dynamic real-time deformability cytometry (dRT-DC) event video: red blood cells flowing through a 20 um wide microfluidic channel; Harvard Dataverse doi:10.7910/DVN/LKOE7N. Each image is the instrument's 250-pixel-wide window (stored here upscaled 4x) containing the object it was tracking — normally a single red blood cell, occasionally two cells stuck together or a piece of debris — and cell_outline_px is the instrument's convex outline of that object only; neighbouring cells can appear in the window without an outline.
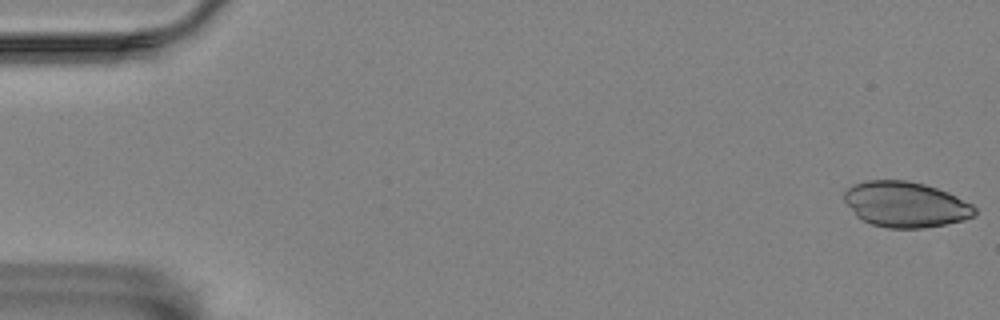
{"species": "Egyptian fruit bat (a non-hibernating species)", "species_latin": "Rousettus aegyptiacus", "temperature_condition": "room temperature", "stored_images_in_passage": 11, "camera_frame_rate_fps": 3000, "um_per_image_px": 0.085, "animal": {"sex": "female"}, "frame": {"image": 1, "passage_image": 1, "time_ms": 0.0, "image_size_px": [1000, 320], "cell_outline_px": [[976, 216], [964, 220], [944, 224], [920, 228], [888, 228], [872, 224], [856, 216], [844, 200], [844, 192], [852, 184], [864, 180], [908, 180], [924, 184], [948, 192], [972, 204], [976, 208]], "centroid_in_image_um": [76.97, 17.37], "position_along_channel_um": 8.0, "area_um2": 34.68}}